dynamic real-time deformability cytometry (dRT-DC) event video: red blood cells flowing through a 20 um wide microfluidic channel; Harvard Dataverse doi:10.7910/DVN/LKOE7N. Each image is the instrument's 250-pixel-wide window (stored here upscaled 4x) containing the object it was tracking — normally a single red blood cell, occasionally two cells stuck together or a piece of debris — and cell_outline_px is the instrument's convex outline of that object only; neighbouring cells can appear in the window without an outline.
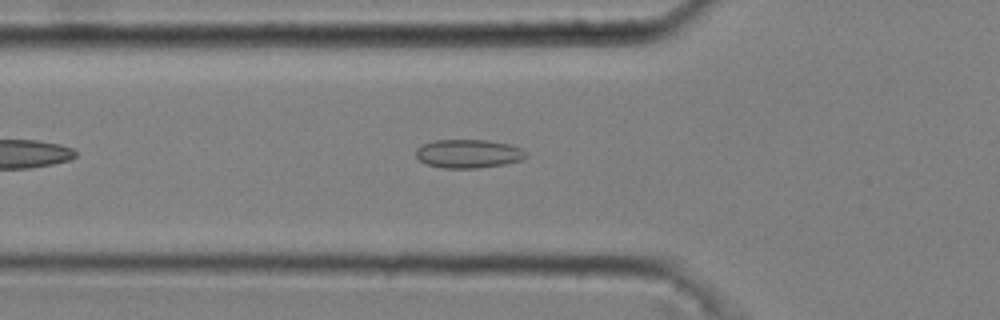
{"species": "common noctule bat (a hibernating species)", "species_latin": "Nyctalus noctula", "temperature_condition": "cold", "stored_images_in_passage": 40, "camera_frame_rate_fps": 3000, "um_per_image_px": 0.085, "animal": {"sex": "male", "body_mass_g": 20.4}, "frame": {"image": 1, "passage_image": 7, "time_ms": 2.0, "image_size_px": [1000, 320], "cell_outline_px": [[528, 156], [520, 160], [504, 164], [480, 168], [444, 168], [424, 164], [416, 156], [416, 148], [420, 144], [432, 140], [488, 140], [512, 144], [520, 148]], "centroid_in_image_um": [39.77, 13.06], "position_along_channel_um": 86.0, "area_um2": 18.55}}
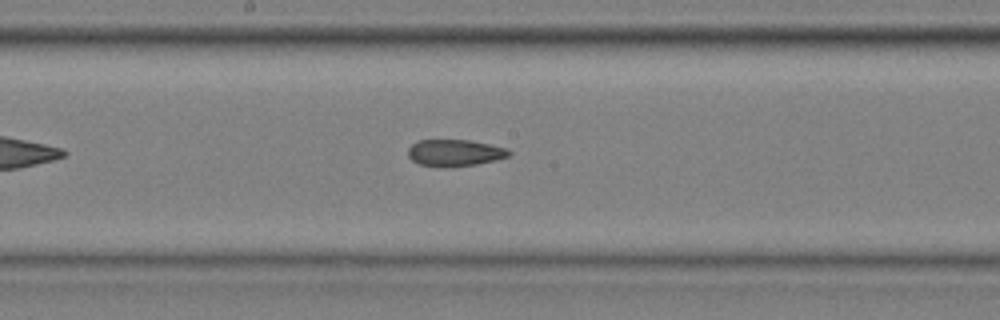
{"frame": {"image": 2, "passage_image": 17, "time_ms": 5.333, "image_size_px": [1000, 320], "cell_outline_px": [[512, 152], [508, 156], [496, 160], [476, 164], [452, 168], [436, 168], [420, 164], [412, 160], [408, 156], [408, 148], [416, 140], [468, 140], [508, 148]], "centroid_in_image_um": [38.63, 13.01], "position_along_channel_um": 209.6, "area_um2": 16.01}}
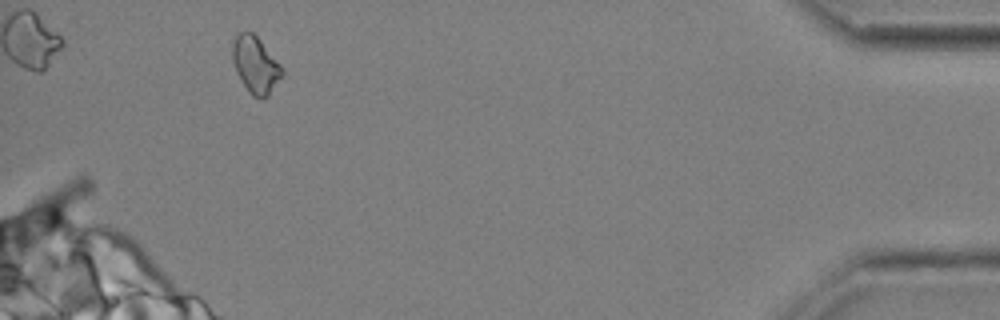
{"frame": {"image": 3, "passage_image": 38, "time_ms": 12.333, "image_size_px": [1000, 320], "cell_outline_px": [[284, 72], [268, 96], [252, 96], [248, 92], [236, 72], [232, 60], [232, 44], [236, 36], [240, 32], [252, 32], [260, 40], [280, 64]], "centroid_in_image_um": [21.69, 5.5], "position_along_channel_um": 413.5, "area_um2": 16.07}}